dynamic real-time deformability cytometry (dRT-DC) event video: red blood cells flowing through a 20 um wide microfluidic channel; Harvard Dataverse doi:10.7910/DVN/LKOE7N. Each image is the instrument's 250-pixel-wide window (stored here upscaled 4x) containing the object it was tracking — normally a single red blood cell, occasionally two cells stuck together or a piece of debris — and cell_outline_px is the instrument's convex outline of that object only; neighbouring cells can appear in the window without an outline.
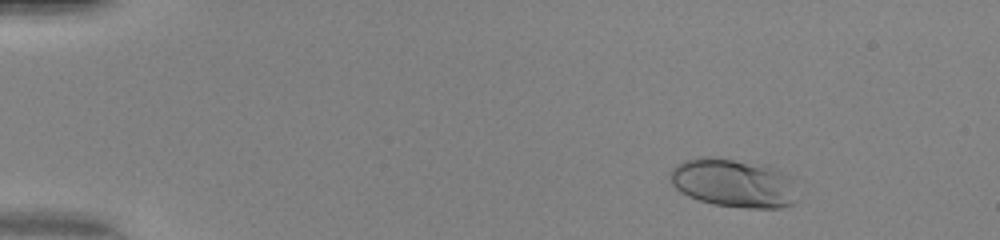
{"species": "human", "species_latin": "Homo sapiens", "temperature_condition": "warm", "stored_images_in_passage": 20, "camera_frame_rate_fps": 3000, "um_per_image_px": 0.085, "donor": {"sex": "female"}, "frame": {"image": 1, "passage_image": 1, "time_ms": 0.0, "image_size_px": [1000, 240], "cell_outline_px": [[800, 200], [792, 204], [780, 208], [748, 208], [712, 204], [688, 196], [680, 192], [672, 184], [668, 176], [668, 172], [676, 164], [684, 160], [700, 156], [716, 156], [768, 164], [792, 176]], "centroid_in_image_um": [62.39, 15.53], "position_along_channel_um": 22.6, "area_um2": 37.34}}
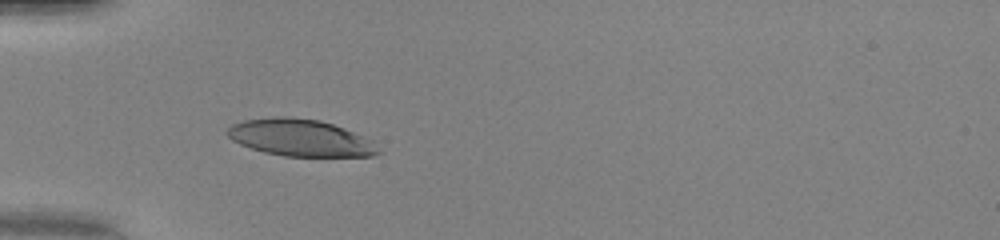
{"frame": {"image": 2, "passage_image": 11, "time_ms": 3.333, "image_size_px": [1000, 240], "cell_outline_px": [[380, 152], [372, 156], [284, 156], [264, 152], [240, 144], [232, 140], [224, 132], [232, 124], [244, 120], [276, 116], [288, 116], [320, 120], [344, 128], [364, 136], [372, 140]], "centroid_in_image_um": [25.5, 11.7], "position_along_channel_um": 59.5, "area_um2": 32.48}}